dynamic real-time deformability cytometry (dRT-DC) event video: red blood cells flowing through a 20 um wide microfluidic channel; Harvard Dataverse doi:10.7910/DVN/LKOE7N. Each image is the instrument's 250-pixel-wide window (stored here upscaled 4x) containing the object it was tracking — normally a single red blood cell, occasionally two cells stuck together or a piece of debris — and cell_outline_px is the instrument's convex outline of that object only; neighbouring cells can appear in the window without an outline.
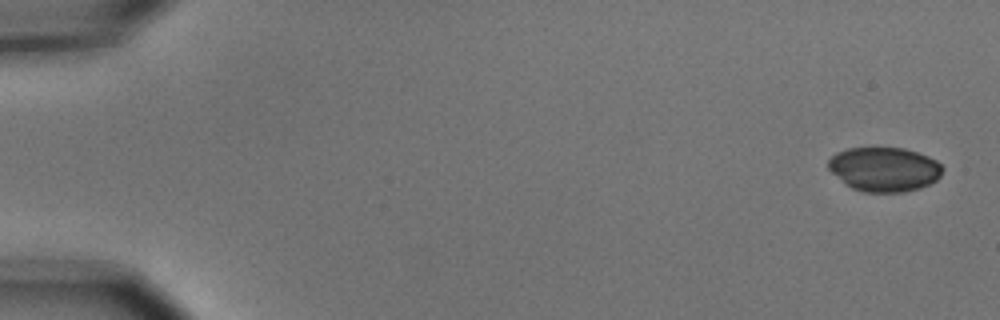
{"species": "common noctule bat (a hibernating species)", "species_latin": "Nyctalus noctula", "temperature_condition": "cold", "stored_images_in_passage": 4, "camera_frame_rate_fps": 3000, "um_per_image_px": 0.085, "animal": {"sex": "male", "body_mass_g": 15.6}, "frame": {"image": 1, "passage_image": 1, "time_ms": 0.0, "image_size_px": [1000, 320], "cell_outline_px": [[944, 168], [940, 176], [936, 180], [920, 188], [904, 192], [864, 192], [852, 188], [844, 184], [828, 168], [828, 160], [836, 152], [848, 148], [904, 148], [928, 156], [936, 160]], "centroid_in_image_um": [75.15, 14.39], "position_along_channel_um": 9.8, "area_um2": 29.54}}